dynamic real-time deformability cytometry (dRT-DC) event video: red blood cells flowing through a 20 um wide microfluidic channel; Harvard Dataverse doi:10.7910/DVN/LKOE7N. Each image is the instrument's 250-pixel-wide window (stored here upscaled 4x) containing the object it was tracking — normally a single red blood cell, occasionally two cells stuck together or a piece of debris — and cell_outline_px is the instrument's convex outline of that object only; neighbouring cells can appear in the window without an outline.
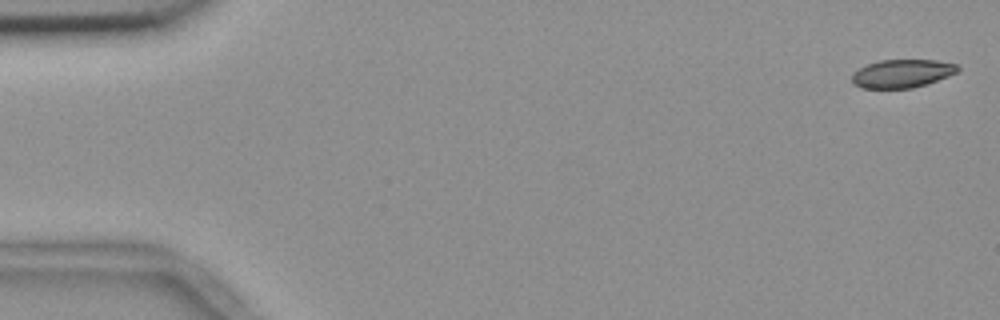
{"species": "common noctule bat (a hibernating species)", "species_latin": "Nyctalus noctula", "temperature_condition": "room temperature", "stored_images_in_passage": 6, "camera_frame_rate_fps": 3000, "um_per_image_px": 0.085, "animal": {"sex": "female", "body_mass_g": 18.4}, "frame": {"image": 1, "passage_image": 1, "time_ms": 0.0, "image_size_px": [1000, 320], "cell_outline_px": [[960, 68], [956, 72], [948, 76], [928, 84], [912, 88], [860, 88], [852, 84], [852, 72], [868, 64], [880, 60], [936, 60], [956, 64]], "centroid_in_image_um": [76.65, 6.26], "position_along_channel_um": 8.3, "area_um2": 17.46}}
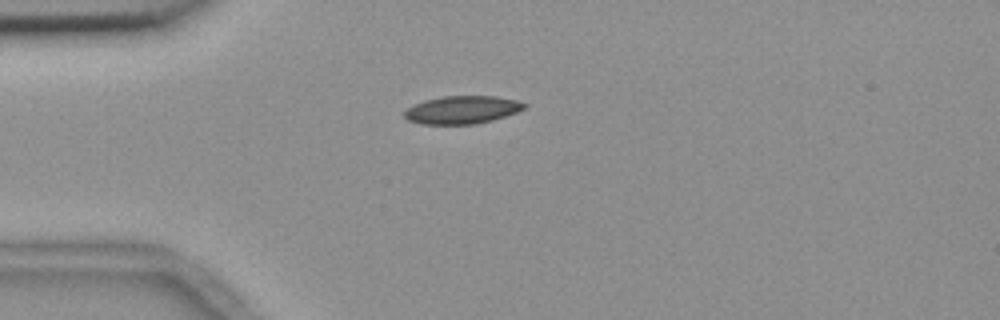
{"frame": {"image": 2, "passage_image": 4, "time_ms": 1.0, "image_size_px": [1000, 320], "cell_outline_px": [[528, 104], [524, 108], [516, 112], [492, 120], [476, 124], [420, 124], [408, 120], [404, 116], [404, 112], [412, 104], [424, 100], [444, 96], [496, 96], [516, 100]], "centroid_in_image_um": [39.25, 9.33], "position_along_channel_um": 45.7, "area_um2": 19.48}}
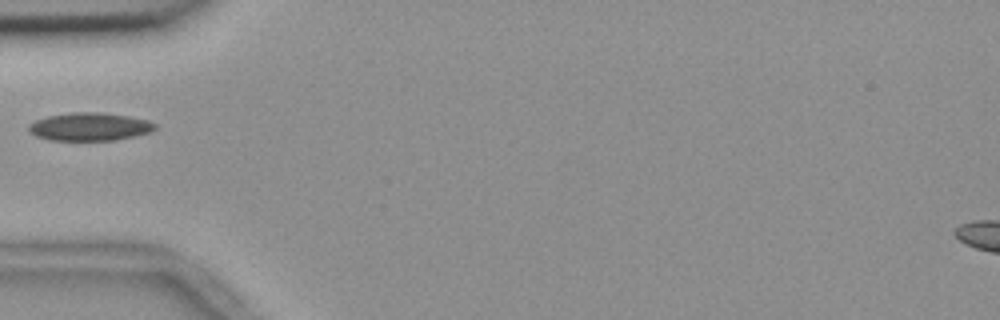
{"frame": {"image": 3, "passage_image": 5, "time_ms": 1.333, "image_size_px": [1000, 320], "cell_outline_px": [[156, 128], [152, 132], [116, 140], [52, 140], [36, 136], [28, 128], [28, 124], [36, 120], [48, 116], [72, 112], [100, 112], [128, 116], [148, 120], [156, 124]], "centroid_in_image_um": [7.65, 10.76], "position_along_channel_um": 77.3, "area_um2": 20.58}}